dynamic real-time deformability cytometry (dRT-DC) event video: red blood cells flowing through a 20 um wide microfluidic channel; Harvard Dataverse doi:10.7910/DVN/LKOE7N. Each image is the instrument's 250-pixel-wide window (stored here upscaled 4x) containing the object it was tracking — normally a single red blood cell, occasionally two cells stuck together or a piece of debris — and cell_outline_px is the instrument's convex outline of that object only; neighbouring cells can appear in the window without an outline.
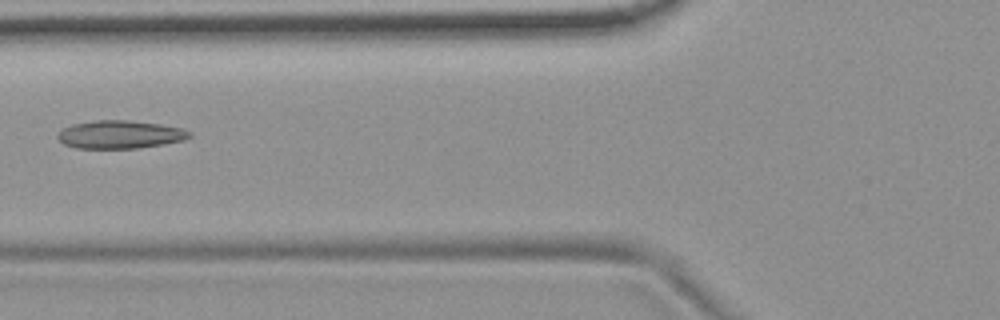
{"species": "common noctule bat (a hibernating species)", "species_latin": "Nyctalus noctula", "temperature_condition": "room temperature", "stored_images_in_passage": 6, "camera_frame_rate_fps": 3000, "um_per_image_px": 0.085, "animal": {"sex": "female", "body_mass_g": 19.9}, "frame": {"image": 1, "passage_image": 6, "time_ms": 1.667, "image_size_px": [1000, 320], "cell_outline_px": [[192, 136], [184, 140], [164, 144], [136, 148], [76, 148], [64, 144], [56, 136], [64, 128], [72, 124], [96, 120], [128, 120], [160, 124], [184, 128], [192, 132]], "centroid_in_image_um": [10.24, 11.43], "position_along_channel_um": 115.6, "area_um2": 21.56}}